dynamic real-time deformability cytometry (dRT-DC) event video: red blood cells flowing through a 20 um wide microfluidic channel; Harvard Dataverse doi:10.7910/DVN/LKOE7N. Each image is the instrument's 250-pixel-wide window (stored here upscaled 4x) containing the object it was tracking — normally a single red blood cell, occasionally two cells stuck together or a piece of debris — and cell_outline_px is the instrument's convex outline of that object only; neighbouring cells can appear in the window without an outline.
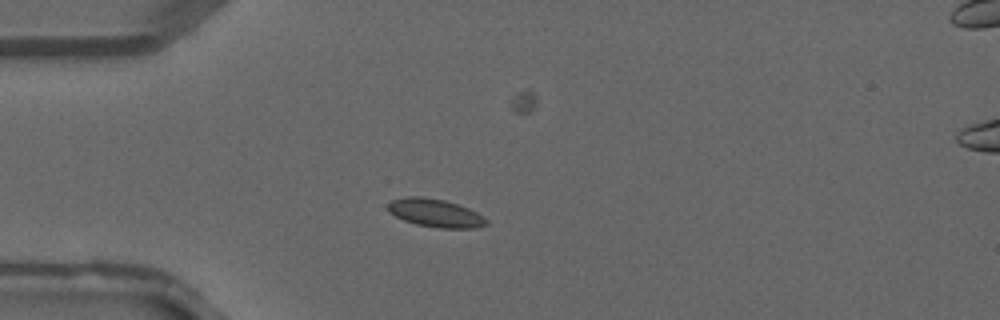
{"species": "common noctule bat (a hibernating species)", "species_latin": "Nyctalus noctula", "temperature_condition": "warm", "stored_images_in_passage": 39, "camera_frame_rate_fps": 3000, "um_per_image_px": 0.085, "animal": {"sex": "male", "forearm_length_mm": 52.5}, "frame": {"image": 1, "passage_image": 9, "time_ms": 2.667, "image_size_px": [1000, 320], "cell_outline_px": [[488, 224], [476, 228], [440, 228], [416, 224], [404, 220], [388, 212], [388, 204], [392, 200], [408, 196], [420, 196], [444, 200], [468, 208], [476, 212], [488, 220]], "centroid_in_image_um": [37.0, 18.11], "position_along_channel_um": 48.0, "area_um2": 16.01}}
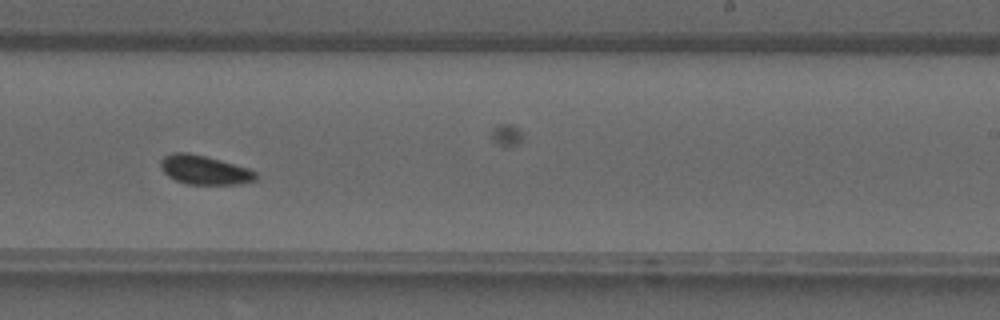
{"frame": {"image": 2, "passage_image": 23, "time_ms": 7.333, "image_size_px": [1000, 320], "cell_outline_px": [[256, 180], [236, 184], [188, 184], [176, 180], [168, 176], [160, 168], [160, 160], [164, 156], [172, 152], [188, 152], [220, 160], [248, 168], [256, 172]], "centroid_in_image_um": [17.34, 14.44], "position_along_channel_um": 271.7, "area_um2": 16.01}}
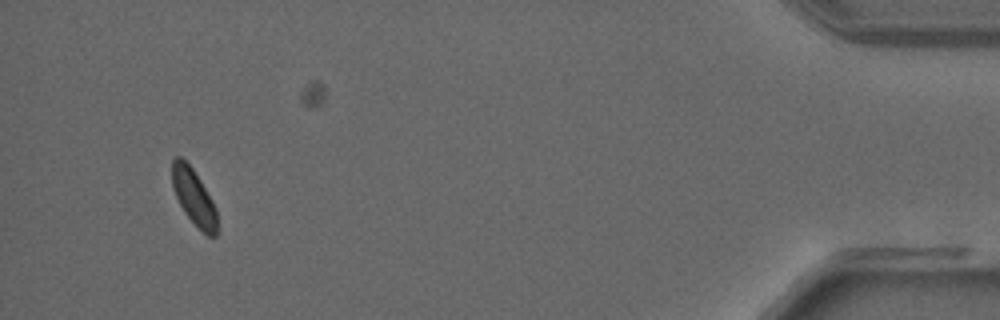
{"frame": {"image": 3, "passage_image": 36, "time_ms": 11.667, "image_size_px": [1000, 320], "cell_outline_px": [[216, 236], [208, 236], [184, 212], [172, 188], [172, 160], [176, 156], [180, 156], [192, 168], [200, 180], [212, 200], [216, 208]], "centroid_in_image_um": [16.45, 16.71], "position_along_channel_um": 418.8, "area_um2": 14.28}}